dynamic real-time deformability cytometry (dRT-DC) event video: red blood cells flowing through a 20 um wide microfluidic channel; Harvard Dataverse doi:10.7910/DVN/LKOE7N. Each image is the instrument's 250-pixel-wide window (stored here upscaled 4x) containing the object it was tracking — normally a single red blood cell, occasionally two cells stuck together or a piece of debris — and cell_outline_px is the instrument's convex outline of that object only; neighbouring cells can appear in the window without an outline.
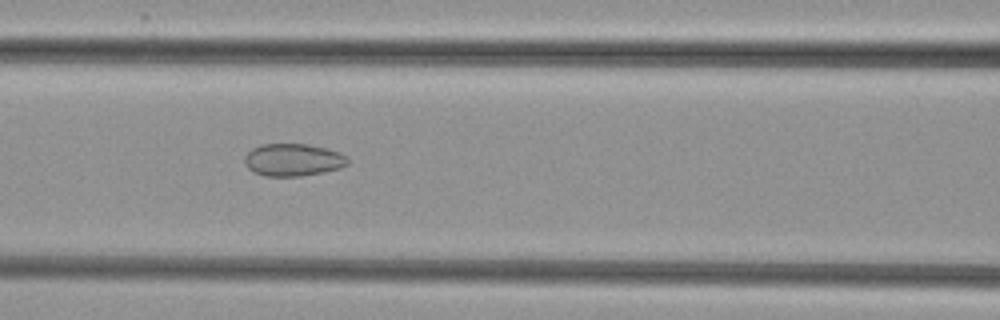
{"species": "common noctule bat (a hibernating species)", "species_latin": "Nyctalus noctula", "temperature_condition": "cold", "stored_images_in_passage": 33, "camera_frame_rate_fps": 3000, "um_per_image_px": 0.085, "animal": {"sex": "female", "body_mass_g": 29.2, "forearm_length_mm": 56.3}, "frame": {"image": 1, "passage_image": 15, "time_ms": 4.667, "image_size_px": [1000, 320], "cell_outline_px": [[348, 164], [340, 168], [324, 172], [300, 176], [264, 176], [252, 172], [244, 164], [244, 156], [252, 148], [260, 144], [308, 144], [340, 152], [348, 160]], "centroid_in_image_um": [24.86, 13.59], "position_along_channel_um": 141.7, "area_um2": 19.59}}
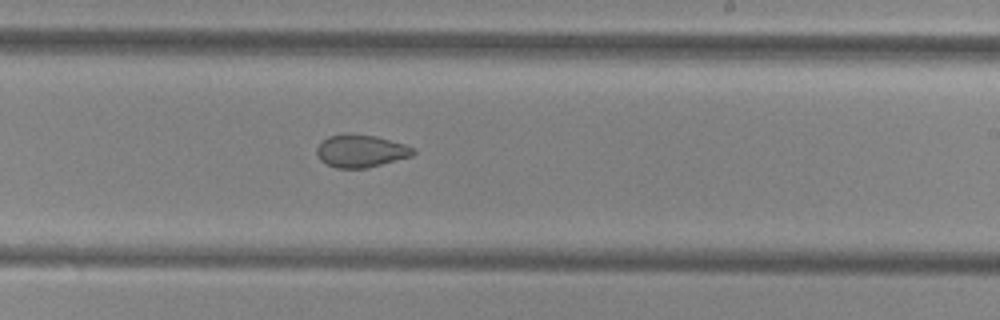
{"frame": {"image": 2, "passage_image": 24, "time_ms": 7.667, "image_size_px": [1000, 320], "cell_outline_px": [[416, 152], [412, 156], [368, 168], [336, 168], [320, 160], [316, 152], [316, 148], [328, 136], [344, 132], [348, 132], [376, 136], [404, 144], [416, 148]], "centroid_in_image_um": [30.68, 12.82], "position_along_channel_um": 258.3, "area_um2": 18.55}}
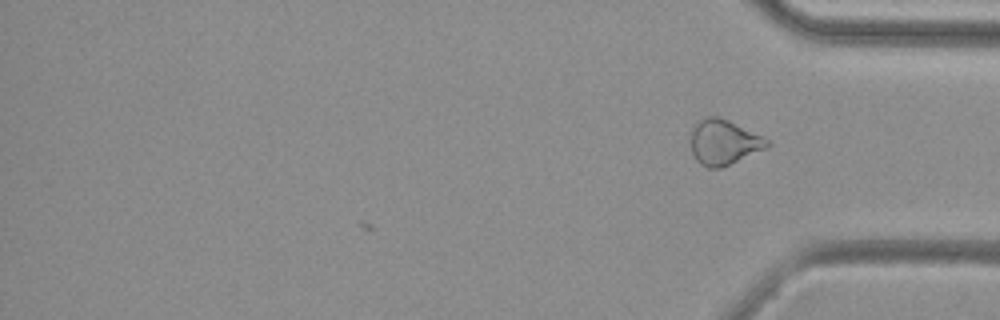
{"frame": {"image": 3, "passage_image": 33, "time_ms": 10.667, "image_size_px": [1000, 320], "cell_outline_px": [[772, 144], [768, 148], [720, 168], [708, 168], [700, 164], [696, 160], [692, 152], [692, 128], [700, 120], [708, 116], [716, 116], [728, 120], [768, 140]], "centroid_in_image_um": [61.52, 12.11], "position_along_channel_um": 373.7, "area_um2": 19.77}}